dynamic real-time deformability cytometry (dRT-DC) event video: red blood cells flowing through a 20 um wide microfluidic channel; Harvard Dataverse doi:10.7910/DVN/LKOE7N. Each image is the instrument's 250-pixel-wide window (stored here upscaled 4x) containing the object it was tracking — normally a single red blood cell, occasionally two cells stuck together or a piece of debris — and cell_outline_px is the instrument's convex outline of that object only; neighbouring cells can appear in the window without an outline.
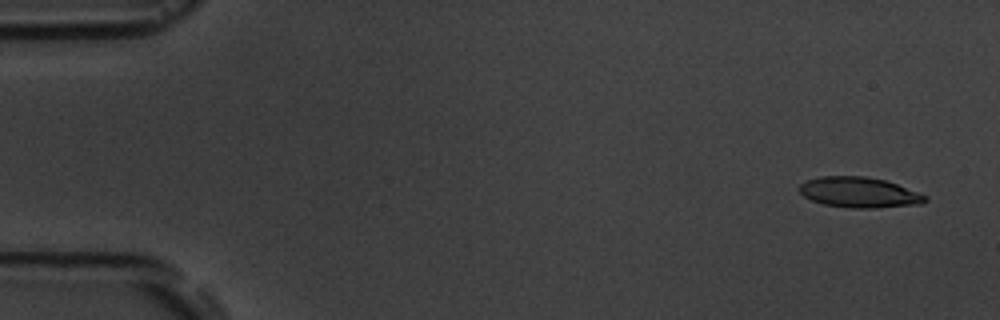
{"species": "common noctule bat (a hibernating species)", "species_latin": "Nyctalus noctula", "temperature_condition": "room temperature", "stored_images_in_passage": 5, "camera_frame_rate_fps": 3000, "um_per_image_px": 0.085, "animal": {"sex": "male", "body_mass_g": 19.5, "forearm_length_mm": 54.6}, "frame": {"image": 1, "passage_image": 1, "time_ms": 0.0, "image_size_px": [1000, 320], "cell_outline_px": [[928, 200], [920, 204], [876, 208], [852, 208], [824, 204], [812, 200], [804, 196], [800, 192], [800, 184], [808, 180], [820, 176], [864, 176], [884, 180], [896, 184], [928, 196]], "centroid_in_image_um": [73.04, 16.36], "position_along_channel_um": 12.0, "area_um2": 22.14}}
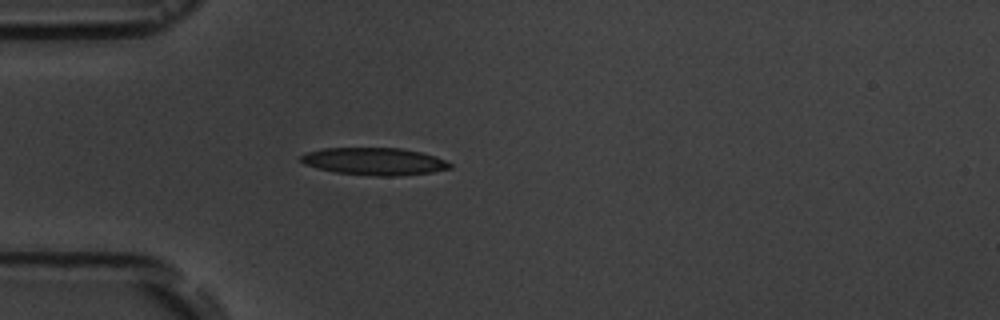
{"frame": {"image": 2, "passage_image": 5, "time_ms": 4.333, "image_size_px": [1000, 320], "cell_outline_px": [[452, 168], [432, 172], [396, 176], [376, 176], [336, 172], [316, 168], [304, 164], [300, 160], [300, 156], [308, 152], [324, 148], [400, 148], [420, 152], [436, 156], [452, 164]], "centroid_in_image_um": [31.83, 13.72], "position_along_channel_um": 53.2, "area_um2": 23.7}}